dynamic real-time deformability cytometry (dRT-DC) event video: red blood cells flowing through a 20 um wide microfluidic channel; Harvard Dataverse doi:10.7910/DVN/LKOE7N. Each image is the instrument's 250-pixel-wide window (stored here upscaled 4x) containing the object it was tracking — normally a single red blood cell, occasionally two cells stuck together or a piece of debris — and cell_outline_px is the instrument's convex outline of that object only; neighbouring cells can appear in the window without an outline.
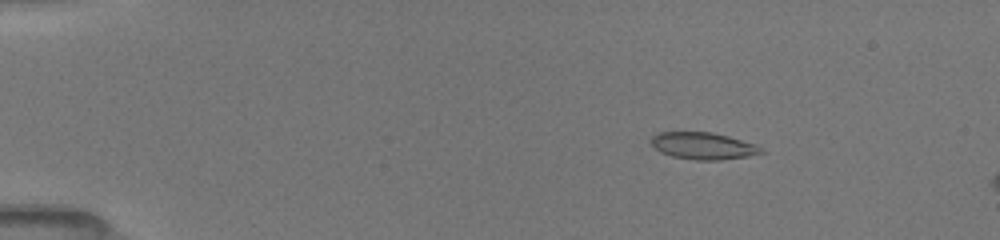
{"species": "common noctule bat (a hibernating species)", "species_latin": "Nyctalus noctula", "temperature_condition": "room temperature", "stored_images_in_passage": 12, "camera_frame_rate_fps": 3000, "um_per_image_px": 0.085, "animal": {"sex": "female", "body_mass_g": 19.5, "forearm_length_mm": 54.1}, "frame": {"image": 1, "passage_image": 8, "time_ms": 2.667, "image_size_px": [1000, 240], "cell_outline_px": [[764, 152], [748, 156], [720, 160], [696, 160], [672, 156], [660, 152], [648, 140], [652, 136], [660, 132], [712, 132], [760, 144], [764, 148]], "centroid_in_image_um": [59.81, 12.39], "position_along_channel_um": 25.2, "area_um2": 17.51}}